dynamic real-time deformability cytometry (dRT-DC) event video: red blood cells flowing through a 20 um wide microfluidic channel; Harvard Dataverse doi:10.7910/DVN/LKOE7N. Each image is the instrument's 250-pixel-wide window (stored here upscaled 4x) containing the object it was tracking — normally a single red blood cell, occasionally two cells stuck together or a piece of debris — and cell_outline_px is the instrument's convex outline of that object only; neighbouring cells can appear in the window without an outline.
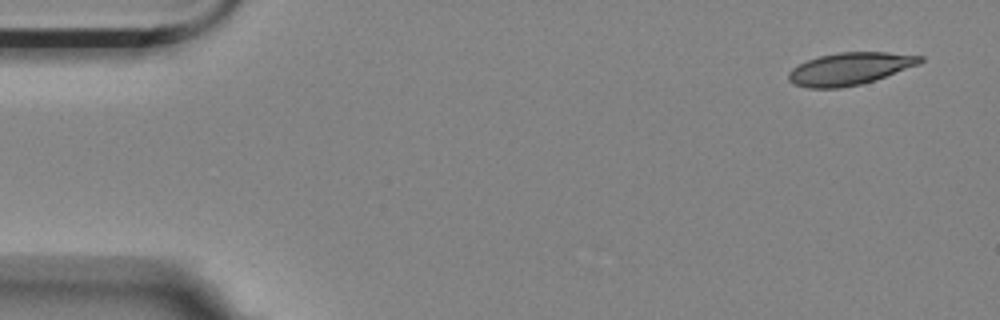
{"species": "Egyptian fruit bat (a non-hibernating species)", "species_latin": "Rousettus aegyptiacus", "temperature_condition": "room temperature", "stored_images_in_passage": 5, "camera_frame_rate_fps": 3000, "um_per_image_px": 0.085, "animal": {"sex": "female"}, "frame": {"image": 1, "passage_image": 1, "time_ms": 0.0, "image_size_px": [1000, 320], "cell_outline_px": [[924, 60], [920, 64], [876, 80], [860, 84], [840, 88], [808, 88], [796, 84], [788, 80], [788, 72], [792, 68], [808, 60], [820, 56], [840, 52], [888, 52], [924, 56]], "centroid_in_image_um": [72.27, 5.84], "position_along_channel_um": 12.7, "area_um2": 24.8}}
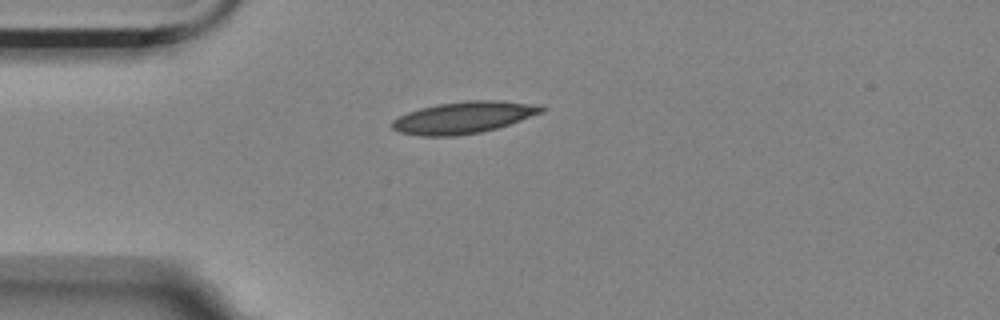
{"frame": {"image": 2, "passage_image": 4, "time_ms": 1.0, "image_size_px": [1000, 320], "cell_outline_px": [[544, 112], [496, 128], [480, 132], [456, 136], [420, 136], [400, 132], [392, 128], [392, 120], [408, 112], [420, 108], [440, 104], [468, 100], [500, 100], [540, 104], [544, 108]], "centroid_in_image_um": [39.43, 9.98], "position_along_channel_um": 45.6, "area_um2": 27.57}}